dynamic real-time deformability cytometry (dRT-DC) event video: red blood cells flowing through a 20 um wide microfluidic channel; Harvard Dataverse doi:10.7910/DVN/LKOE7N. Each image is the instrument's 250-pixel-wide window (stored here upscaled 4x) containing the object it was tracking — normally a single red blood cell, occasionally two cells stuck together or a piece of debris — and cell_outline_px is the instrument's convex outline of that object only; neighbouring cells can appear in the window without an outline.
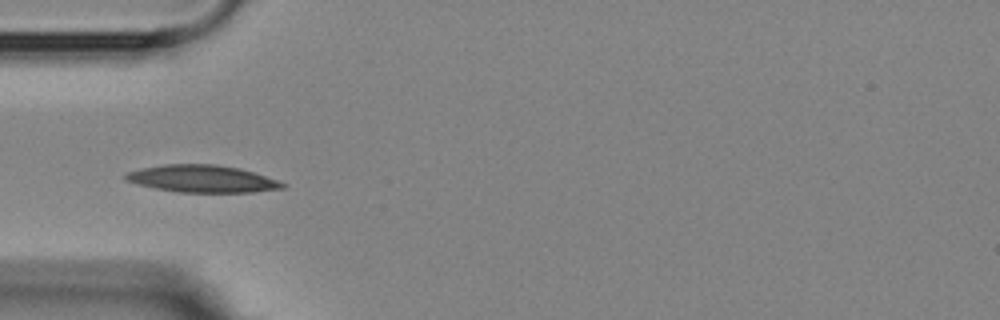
{"species": "Egyptian fruit bat (a non-hibernating species)", "species_latin": "Rousettus aegyptiacus", "temperature_condition": "room temperature", "stored_images_in_passage": 8, "camera_frame_rate_fps": 3000, "um_per_image_px": 0.085, "animal": {"sex": "female"}, "frame": {"image": 1, "passage_image": 3, "time_ms": 2.333, "image_size_px": [1000, 320], "cell_outline_px": [[284, 188], [252, 192], [180, 192], [156, 188], [136, 184], [124, 180], [124, 176], [128, 172], [140, 168], [164, 164], [212, 164], [240, 168], [276, 180], [284, 184]], "centroid_in_image_um": [17.12, 15.19], "position_along_channel_um": 67.9, "area_um2": 24.62}}
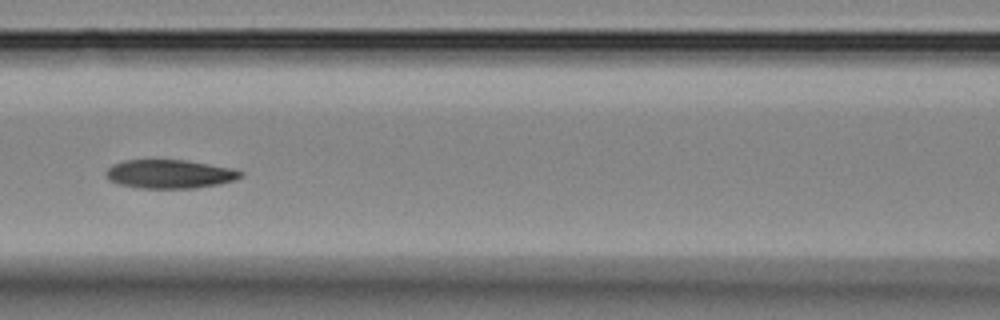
{"frame": {"image": 2, "passage_image": 5, "time_ms": 4.667, "image_size_px": [1000, 320], "cell_outline_px": [[244, 176], [236, 180], [196, 188], [140, 188], [120, 184], [108, 180], [104, 176], [104, 172], [112, 164], [124, 160], [184, 160], [232, 168], [244, 172]], "centroid_in_image_um": [14.4, 14.79], "position_along_channel_um": 152.2, "area_um2": 22.6}}
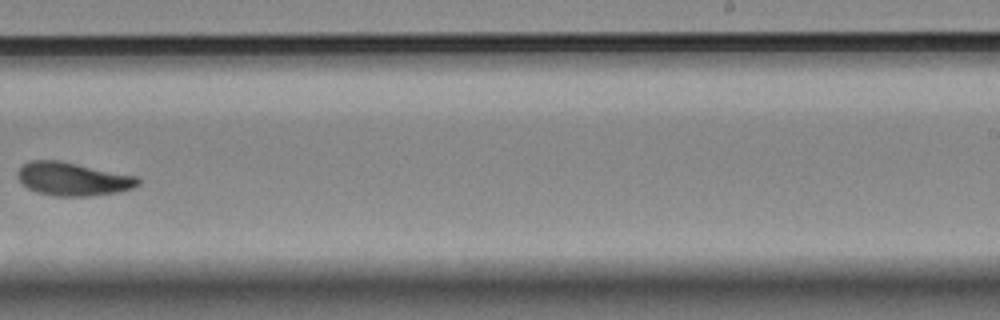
{"frame": {"image": 3, "passage_image": 8, "time_ms": 8.333, "image_size_px": [1000, 320], "cell_outline_px": [[140, 184], [132, 188], [120, 192], [92, 196], [52, 196], [36, 192], [28, 188], [16, 176], [16, 172], [24, 164], [32, 160], [60, 160], [136, 176], [140, 180]], "centroid_in_image_um": [6.19, 15.22], "position_along_channel_um": 282.8, "area_um2": 23.47}}